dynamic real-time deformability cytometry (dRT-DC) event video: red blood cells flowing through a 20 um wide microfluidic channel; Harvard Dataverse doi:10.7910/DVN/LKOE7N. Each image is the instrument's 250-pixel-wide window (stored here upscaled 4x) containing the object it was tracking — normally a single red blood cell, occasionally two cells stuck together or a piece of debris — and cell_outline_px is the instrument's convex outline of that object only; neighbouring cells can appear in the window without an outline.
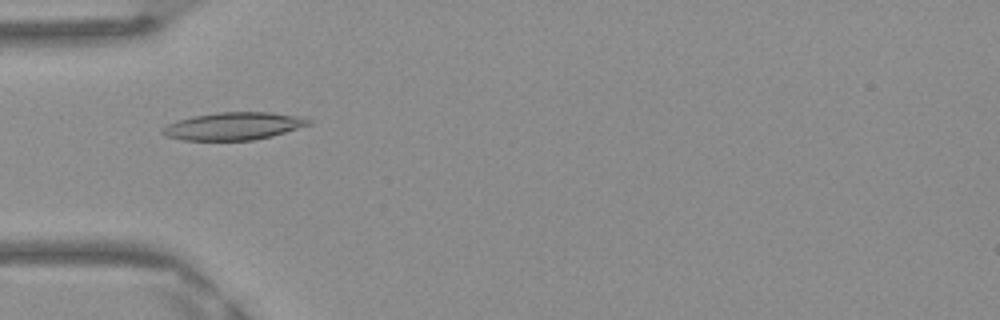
{"species": "Egyptian fruit bat (a non-hibernating species)", "species_latin": "Rousettus aegyptiacus", "temperature_condition": "warm", "stored_images_in_passage": 35, "camera_frame_rate_fps": 3000, "um_per_image_px": 0.085, "frame": {"image": 1, "passage_image": 16, "time_ms": 5.0, "image_size_px": [1000, 320], "cell_outline_px": [[312, 124], [272, 136], [252, 140], [184, 140], [168, 136], [160, 132], [160, 128], [176, 120], [192, 116], [216, 112], [268, 112], [296, 116], [312, 120]], "centroid_in_image_um": [19.82, 10.71], "position_along_channel_um": 65.2, "area_um2": 23.47}}
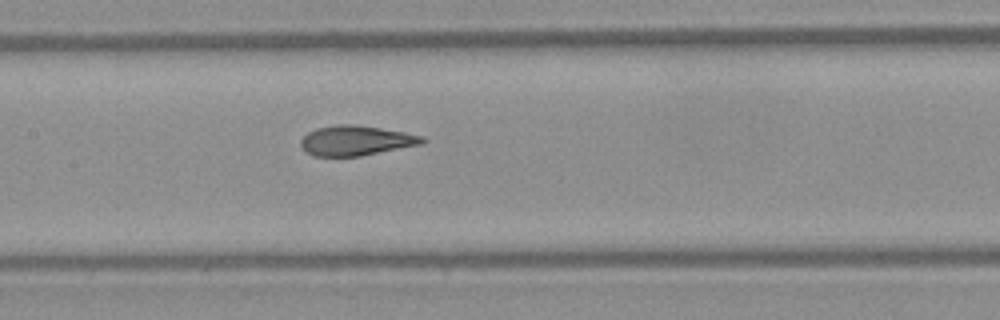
{"frame": {"image": 2, "passage_image": 24, "time_ms": 7.667, "image_size_px": [1000, 320], "cell_outline_px": [[428, 140], [424, 144], [360, 156], [312, 156], [304, 152], [300, 144], [300, 140], [308, 132], [316, 128], [336, 124], [352, 124], [380, 128], [404, 132], [424, 136]], "centroid_in_image_um": [30.26, 11.95], "position_along_channel_um": 177.1, "area_um2": 21.44}}
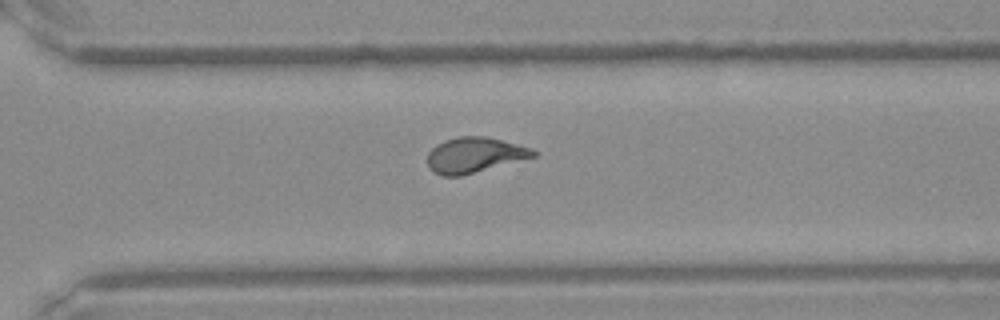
{"frame": {"image": 3, "passage_image": 35, "time_ms": 11.333, "image_size_px": [1000, 320], "cell_outline_px": [[536, 156], [460, 176], [440, 176], [432, 172], [428, 168], [428, 152], [436, 144], [444, 140], [460, 136], [484, 136], [532, 148], [536, 152]], "centroid_in_image_um": [40.27, 13.18], "position_along_channel_um": 330.3, "area_um2": 21.68}}